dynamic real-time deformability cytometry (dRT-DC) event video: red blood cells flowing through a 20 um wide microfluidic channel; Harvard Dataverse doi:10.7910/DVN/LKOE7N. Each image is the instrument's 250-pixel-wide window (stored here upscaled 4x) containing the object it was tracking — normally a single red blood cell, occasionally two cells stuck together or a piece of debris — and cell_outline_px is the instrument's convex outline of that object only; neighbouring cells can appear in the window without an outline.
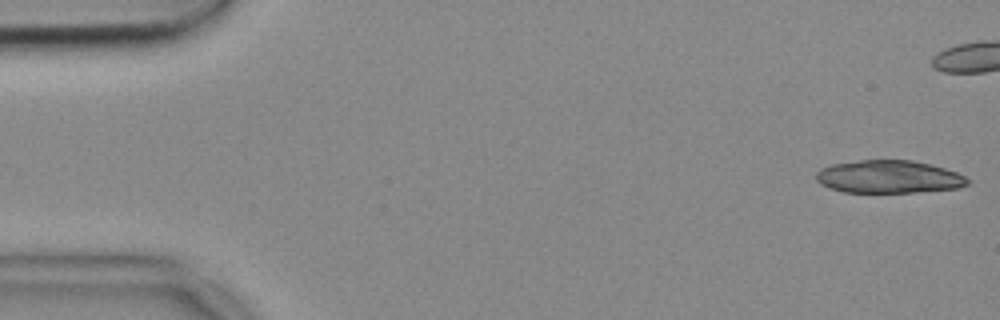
{"species": "common noctule bat (a hibernating species)", "species_latin": "Nyctalus noctula", "temperature_condition": "cold", "stored_images_in_passage": 18, "camera_frame_rate_fps": 3000, "um_per_image_px": 0.085, "animal": {"sex": "female", "body_mass_g": 18.4}, "frame": {"image": 1, "passage_image": 1, "time_ms": 0.0, "image_size_px": [1000, 320], "cell_outline_px": [[968, 184], [960, 188], [916, 192], [844, 192], [828, 188], [820, 184], [816, 180], [816, 172], [820, 168], [832, 164], [860, 160], [912, 160], [944, 168], [956, 172], [964, 176], [968, 180]], "centroid_in_image_um": [75.51, 15.03], "position_along_channel_um": 9.5, "area_um2": 28.96}}